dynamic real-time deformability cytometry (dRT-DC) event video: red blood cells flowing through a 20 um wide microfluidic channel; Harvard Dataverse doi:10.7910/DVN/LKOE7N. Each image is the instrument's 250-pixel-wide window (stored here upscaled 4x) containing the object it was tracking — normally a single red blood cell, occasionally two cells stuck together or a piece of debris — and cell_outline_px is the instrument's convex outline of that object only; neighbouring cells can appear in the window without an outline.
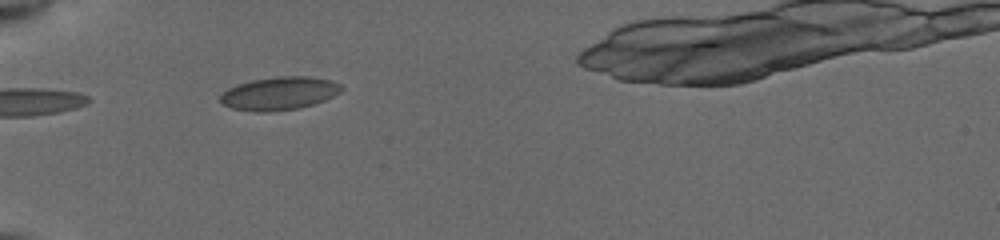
{"species": "common noctule bat (a hibernating species)", "species_latin": "Nyctalus noctula", "temperature_condition": "cold", "stored_images_in_passage": 8, "camera_frame_rate_fps": 3000, "um_per_image_px": 0.085, "animal": {"sex": "female", "body_mass_g": 19.5, "forearm_length_mm": 54.1}, "frame": {"image": 1, "passage_image": 4, "time_ms": 2.333, "image_size_px": [1000, 240], "cell_outline_px": [[344, 88], [340, 92], [324, 100], [312, 104], [296, 108], [268, 112], [256, 112], [232, 108], [224, 104], [220, 100], [220, 96], [228, 88], [252, 80], [276, 76], [308, 76], [328, 80], [340, 84]], "centroid_in_image_um": [23.73, 7.93], "position_along_channel_um": 61.3, "area_um2": 23.06}}
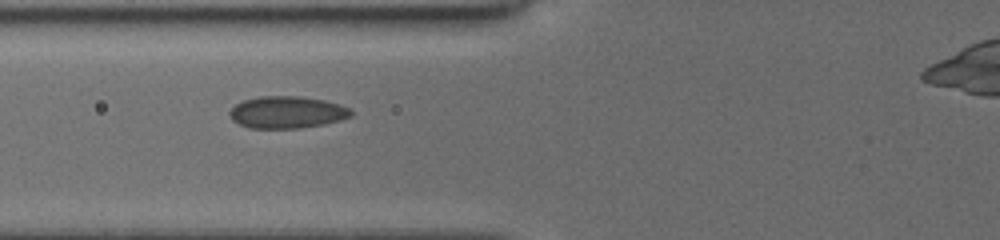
{"frame": {"image": 2, "passage_image": 6, "time_ms": 3.667, "image_size_px": [1000, 240], "cell_outline_px": [[352, 116], [340, 120], [324, 124], [300, 128], [248, 128], [232, 120], [228, 112], [236, 104], [244, 100], [260, 96], [300, 96], [324, 100], [340, 104], [348, 108], [352, 112]], "centroid_in_image_um": [24.39, 9.54], "position_along_channel_um": 101.4, "area_um2": 22.66}}
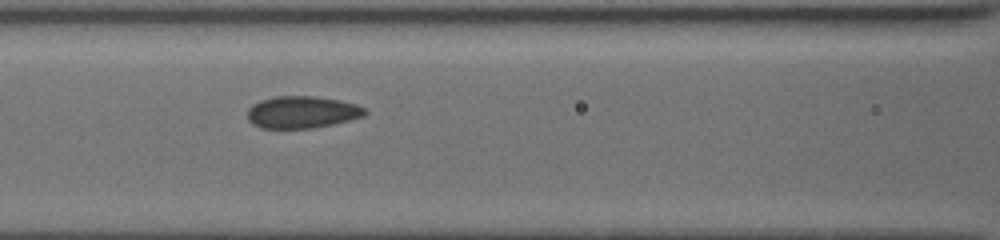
{"frame": {"image": 3, "passage_image": 8, "time_ms": 4.667, "image_size_px": [1000, 240], "cell_outline_px": [[368, 112], [364, 116], [332, 124], [312, 128], [260, 128], [252, 124], [248, 120], [248, 108], [252, 104], [260, 100], [276, 96], [316, 96], [356, 104], [364, 108]], "centroid_in_image_um": [25.64, 9.53], "position_along_channel_um": 141.0, "area_um2": 21.91}}